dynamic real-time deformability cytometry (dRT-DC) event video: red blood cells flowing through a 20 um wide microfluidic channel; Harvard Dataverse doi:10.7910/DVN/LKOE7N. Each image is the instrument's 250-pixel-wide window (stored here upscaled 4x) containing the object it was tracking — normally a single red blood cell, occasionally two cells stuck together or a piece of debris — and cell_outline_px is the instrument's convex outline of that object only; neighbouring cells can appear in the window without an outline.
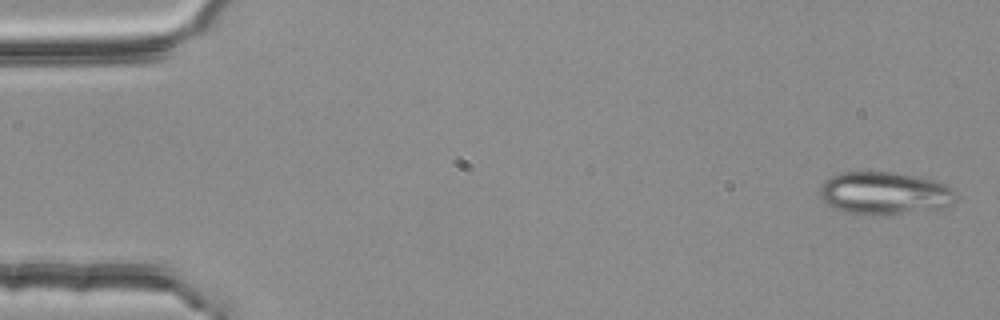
{"species": "common noctule bat (a hibernating species)", "species_latin": "Nyctalus noctula", "temperature_condition": "room temperature", "stored_images_in_passage": 3, "camera_frame_rate_fps": 3000, "um_per_image_px": 0.085, "animal": {"sex": "female", "body_mass_g": 25.1}, "frame": {"image": 1, "passage_image": 1, "time_ms": 0.0, "image_size_px": [1000, 320], "cell_outline_px": [[956, 196], [952, 204], [936, 212], [884, 216], [868, 216], [848, 212], [832, 208], [820, 196], [820, 188], [824, 180], [832, 176], [844, 172], [892, 172], [936, 180], [952, 188], [956, 192]], "centroid_in_image_um": [75.26, 16.47], "position_along_channel_um": 9.7, "area_um2": 34.85}}